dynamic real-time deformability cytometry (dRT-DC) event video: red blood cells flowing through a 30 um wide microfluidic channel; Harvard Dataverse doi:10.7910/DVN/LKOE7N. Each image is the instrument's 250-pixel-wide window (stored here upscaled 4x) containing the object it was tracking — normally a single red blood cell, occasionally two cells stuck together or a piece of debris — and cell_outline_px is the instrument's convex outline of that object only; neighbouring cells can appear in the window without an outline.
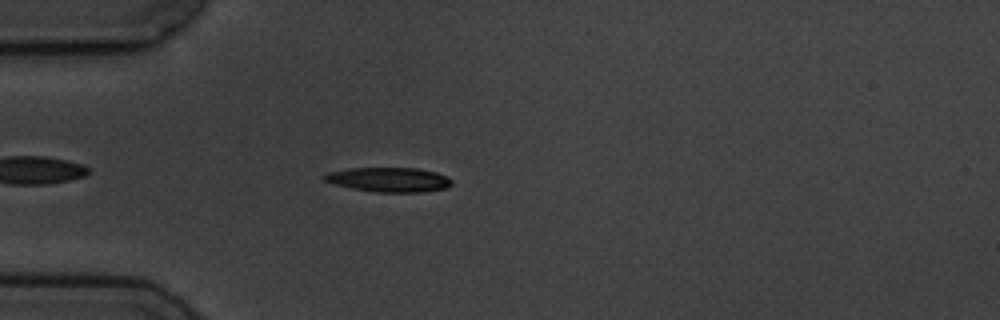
{"species": "common noctule bat (a hibernating species)", "species_latin": "Nyctalus noctula", "temperature_condition": "cold", "stored_images_in_passage": 6, "camera_frame_rate_fps": 3000, "um_per_image_px": 0.085, "animal": {"sex": "male", "body_mass_g": 19.5, "forearm_length_mm": 54.6}, "frame": {"image": 1, "passage_image": 5, "time_ms": 4.667, "image_size_px": [1000, 320], "cell_outline_px": [[452, 184], [444, 188], [420, 192], [376, 192], [352, 188], [336, 184], [324, 180], [320, 176], [328, 172], [348, 168], [416, 168], [436, 172], [448, 176], [452, 180]], "centroid_in_image_um": [33.05, 15.26], "position_along_channel_um": 52.0, "area_um2": 18.15}}